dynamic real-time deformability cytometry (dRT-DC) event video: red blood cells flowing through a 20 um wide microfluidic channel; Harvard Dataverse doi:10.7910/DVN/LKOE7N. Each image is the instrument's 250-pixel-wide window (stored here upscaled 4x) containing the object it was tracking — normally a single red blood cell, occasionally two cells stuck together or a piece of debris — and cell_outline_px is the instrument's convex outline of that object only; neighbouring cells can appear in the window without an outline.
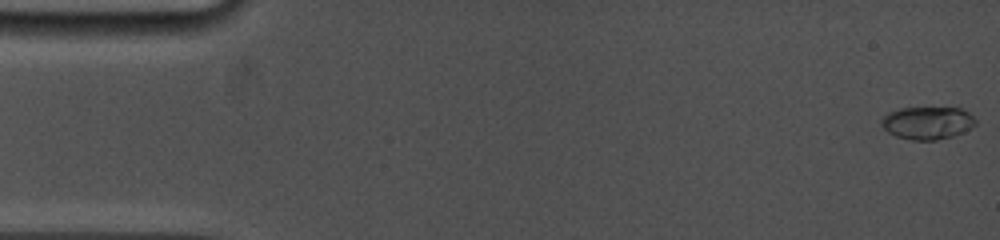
{"species": "common noctule bat (a hibernating species)", "species_latin": "Nyctalus noctula", "temperature_condition": "cold", "stored_images_in_passage": 15, "camera_frame_rate_fps": 5000, "um_per_image_px": 0.085, "animal": {"sex": "female", "body_mass_g": 19.0, "forearm_length_mm": 53.3}, "frame": {"image": 1, "passage_image": 1, "time_ms": 0.0, "image_size_px": [1000, 240], "cell_outline_px": [[976, 124], [964, 132], [952, 136], [936, 140], [912, 140], [896, 136], [888, 132], [880, 124], [880, 120], [888, 112], [900, 108], [960, 108], [968, 112], [976, 120]], "centroid_in_image_um": [78.82, 10.45], "position_along_channel_um": 6.2, "area_um2": 17.92}}
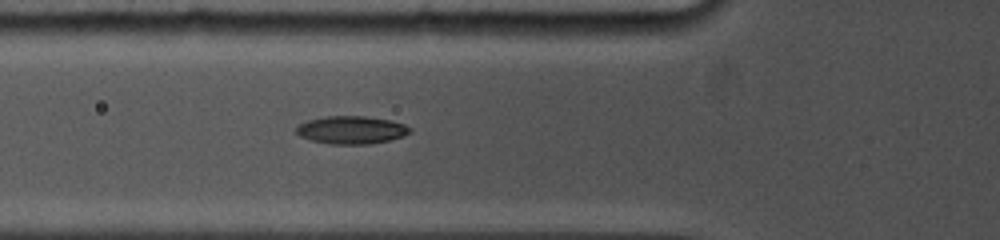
{"frame": {"image": 2, "passage_image": 13, "time_ms": 5.8, "image_size_px": [1000, 240], "cell_outline_px": [[412, 132], [404, 136], [388, 140], [368, 144], [332, 144], [312, 140], [300, 136], [296, 132], [296, 128], [300, 124], [308, 120], [328, 116], [364, 116], [388, 120], [404, 124], [412, 128]], "centroid_in_image_um": [29.89, 11.04], "position_along_channel_um": 95.9, "area_um2": 18.26}}
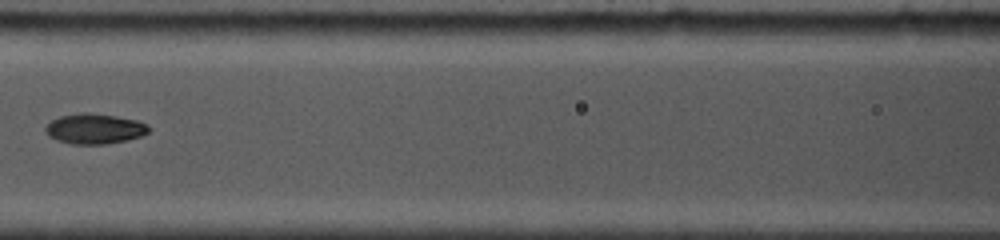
{"frame": {"image": 3, "passage_image": 15, "time_ms": 7.4, "image_size_px": [1000, 240], "cell_outline_px": [[152, 128], [148, 132], [140, 136], [128, 140], [104, 144], [72, 144], [56, 140], [48, 136], [44, 132], [44, 128], [52, 120], [60, 116], [80, 112], [88, 112], [116, 116], [136, 120], [148, 124]], "centroid_in_image_um": [8.03, 10.94], "position_along_channel_um": 158.6, "area_um2": 18.38}}